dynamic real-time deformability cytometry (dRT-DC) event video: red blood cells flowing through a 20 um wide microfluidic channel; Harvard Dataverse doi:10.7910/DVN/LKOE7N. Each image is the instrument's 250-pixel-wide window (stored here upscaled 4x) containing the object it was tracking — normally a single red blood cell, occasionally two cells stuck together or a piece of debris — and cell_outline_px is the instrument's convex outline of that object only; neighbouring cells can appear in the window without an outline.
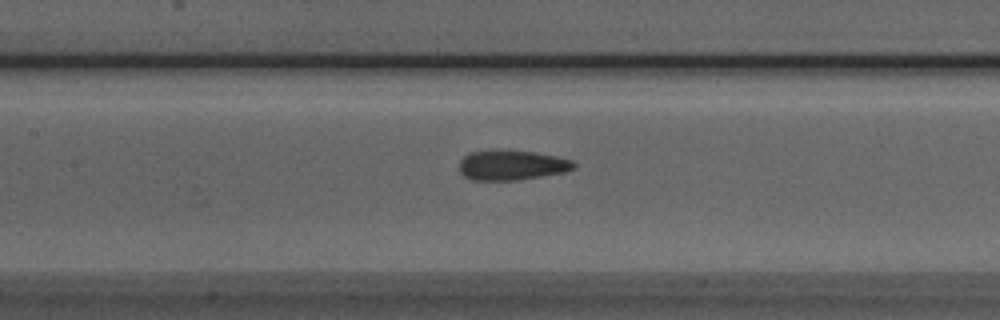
{"species": "Egyptian fruit bat (a non-hibernating species)", "species_latin": "Rousettus aegyptiacus", "temperature_condition": "room temperature", "stored_images_in_passage": 34, "camera_frame_rate_fps": 3000, "um_per_image_px": 0.085, "animal": {"sex": "male"}, "frame": {"image": 1, "passage_image": 8, "time_ms": 2.333, "image_size_px": [1000, 320], "cell_outline_px": [[576, 168], [564, 172], [516, 180], [472, 180], [464, 176], [460, 172], [460, 160], [464, 156], [472, 152], [536, 152], [556, 156], [572, 160], [576, 164]], "centroid_in_image_um": [43.53, 14.07], "position_along_channel_um": 163.9, "area_um2": 19.36}}
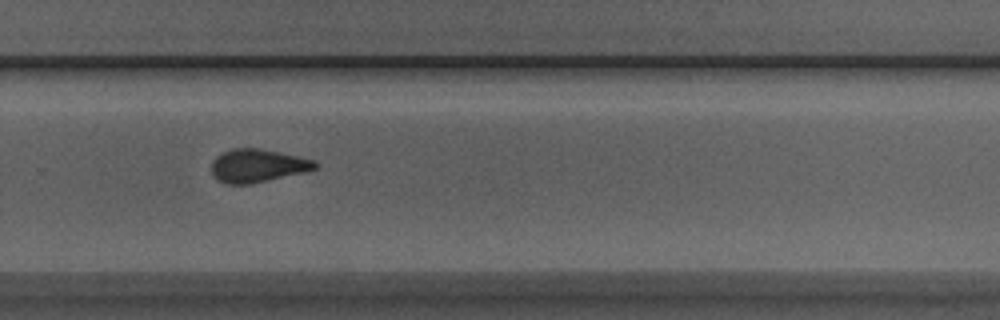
{"frame": {"image": 2, "passage_image": 19, "time_ms": 6.0, "image_size_px": [1000, 320], "cell_outline_px": [[320, 164], [316, 168], [308, 172], [252, 184], [224, 184], [216, 180], [212, 176], [212, 160], [216, 156], [232, 148], [256, 148], [280, 152], [316, 160]], "centroid_in_image_um": [21.92, 14.1], "position_along_channel_um": 307.9, "area_um2": 20.46}}
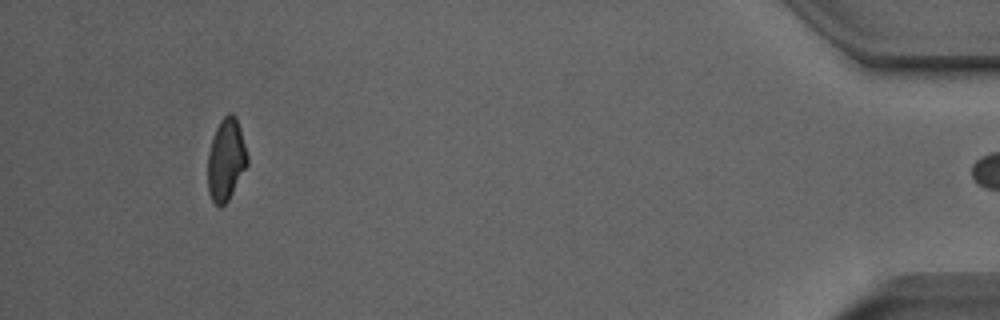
{"frame": {"image": 3, "passage_image": 33, "time_ms": 10.667, "image_size_px": [1000, 320], "cell_outline_px": [[248, 164], [228, 200], [220, 208], [212, 200], [208, 192], [208, 152], [216, 128], [220, 120], [228, 112], [232, 112], [236, 116], [240, 128], [248, 156]], "centroid_in_image_um": [19.21, 13.55], "position_along_channel_um": 416.0, "area_um2": 18.9}}